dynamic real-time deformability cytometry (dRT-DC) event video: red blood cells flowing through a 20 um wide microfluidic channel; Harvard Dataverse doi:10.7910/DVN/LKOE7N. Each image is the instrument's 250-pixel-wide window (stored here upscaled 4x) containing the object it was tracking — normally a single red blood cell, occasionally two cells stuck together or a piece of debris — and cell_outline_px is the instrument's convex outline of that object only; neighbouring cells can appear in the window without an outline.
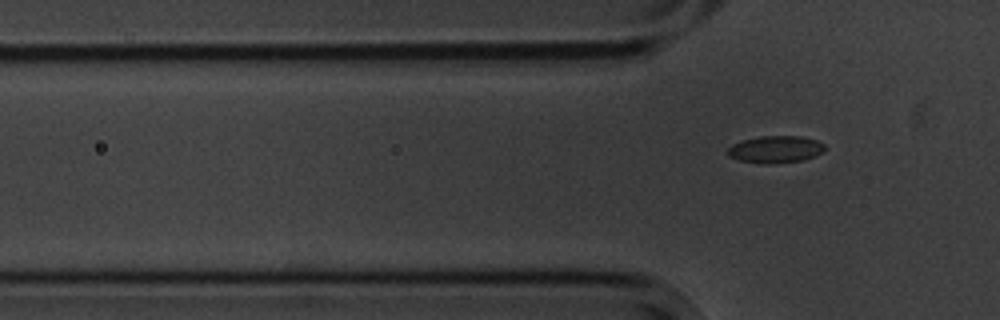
{"species": "common noctule bat (a hibernating species)", "species_latin": "Nyctalus noctula", "temperature_condition": "cold", "stored_images_in_passage": 7, "segment_of_instrument_passage": [2, 2], "camera_frame_rate_fps": 3000, "um_per_image_px": 0.085, "animal": {"sex": "male", "body_mass_g": 20.1, "forearm_length_mm": 53.5}, "frame": {"image": 1, "passage_image": 7, "time_ms": 7.0, "image_size_px": [1000, 320], "cell_outline_px": [[824, 152], [816, 156], [804, 160], [772, 164], [764, 164], [740, 160], [728, 156], [728, 148], [732, 144], [744, 140], [760, 136], [800, 136], [816, 140], [824, 144]], "centroid_in_image_um": [65.94, 12.7], "position_along_channel_um": 59.9, "area_um2": 15.37}}